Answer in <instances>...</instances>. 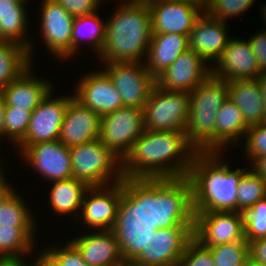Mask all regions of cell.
Wrapping results in <instances>:
<instances>
[{"label": "cell", "instance_id": "34", "mask_svg": "<svg viewBox=\"0 0 266 266\" xmlns=\"http://www.w3.org/2000/svg\"><path fill=\"white\" fill-rule=\"evenodd\" d=\"M31 111L15 107H5L4 138L16 147L26 135Z\"/></svg>", "mask_w": 266, "mask_h": 266}, {"label": "cell", "instance_id": "23", "mask_svg": "<svg viewBox=\"0 0 266 266\" xmlns=\"http://www.w3.org/2000/svg\"><path fill=\"white\" fill-rule=\"evenodd\" d=\"M27 2L29 0H0V41L21 44L28 49L30 60L34 64L35 51L33 49L36 46L34 47L33 39H26L29 24L28 9L25 5Z\"/></svg>", "mask_w": 266, "mask_h": 266}, {"label": "cell", "instance_id": "7", "mask_svg": "<svg viewBox=\"0 0 266 266\" xmlns=\"http://www.w3.org/2000/svg\"><path fill=\"white\" fill-rule=\"evenodd\" d=\"M72 177L89 187L105 186L123 180L121 160L98 139L69 147Z\"/></svg>", "mask_w": 266, "mask_h": 266}, {"label": "cell", "instance_id": "20", "mask_svg": "<svg viewBox=\"0 0 266 266\" xmlns=\"http://www.w3.org/2000/svg\"><path fill=\"white\" fill-rule=\"evenodd\" d=\"M227 26L228 23L215 20L204 11L196 20L189 35V49L194 50L208 65L212 63L210 66H213L231 38Z\"/></svg>", "mask_w": 266, "mask_h": 266}, {"label": "cell", "instance_id": "41", "mask_svg": "<svg viewBox=\"0 0 266 266\" xmlns=\"http://www.w3.org/2000/svg\"><path fill=\"white\" fill-rule=\"evenodd\" d=\"M250 47L256 57L260 73L266 72V29L253 34L249 39Z\"/></svg>", "mask_w": 266, "mask_h": 266}, {"label": "cell", "instance_id": "27", "mask_svg": "<svg viewBox=\"0 0 266 266\" xmlns=\"http://www.w3.org/2000/svg\"><path fill=\"white\" fill-rule=\"evenodd\" d=\"M48 200L52 211L56 215L70 216L76 221L81 211L84 194L89 186L71 177L51 183ZM76 219V220H75Z\"/></svg>", "mask_w": 266, "mask_h": 266}, {"label": "cell", "instance_id": "51", "mask_svg": "<svg viewBox=\"0 0 266 266\" xmlns=\"http://www.w3.org/2000/svg\"><path fill=\"white\" fill-rule=\"evenodd\" d=\"M247 266H264L258 263H255L253 260H251L250 258L247 260Z\"/></svg>", "mask_w": 266, "mask_h": 266}, {"label": "cell", "instance_id": "17", "mask_svg": "<svg viewBox=\"0 0 266 266\" xmlns=\"http://www.w3.org/2000/svg\"><path fill=\"white\" fill-rule=\"evenodd\" d=\"M211 74V66L194 50L188 49L156 79V85L168 91L190 93Z\"/></svg>", "mask_w": 266, "mask_h": 266}, {"label": "cell", "instance_id": "33", "mask_svg": "<svg viewBox=\"0 0 266 266\" xmlns=\"http://www.w3.org/2000/svg\"><path fill=\"white\" fill-rule=\"evenodd\" d=\"M39 250L40 259L47 266H88L79 250L69 241Z\"/></svg>", "mask_w": 266, "mask_h": 266}, {"label": "cell", "instance_id": "54", "mask_svg": "<svg viewBox=\"0 0 266 266\" xmlns=\"http://www.w3.org/2000/svg\"><path fill=\"white\" fill-rule=\"evenodd\" d=\"M1 160H2V159H0V175L4 172L3 170L5 169V168H2V166H1V165H3V164H2L3 162H1Z\"/></svg>", "mask_w": 266, "mask_h": 266}, {"label": "cell", "instance_id": "26", "mask_svg": "<svg viewBox=\"0 0 266 266\" xmlns=\"http://www.w3.org/2000/svg\"><path fill=\"white\" fill-rule=\"evenodd\" d=\"M248 127L246 126L242 112L236 104L228 98L222 107L217 112L215 126V152H225V147L228 149L238 144ZM233 144V145H232ZM230 145V146H229Z\"/></svg>", "mask_w": 266, "mask_h": 266}, {"label": "cell", "instance_id": "36", "mask_svg": "<svg viewBox=\"0 0 266 266\" xmlns=\"http://www.w3.org/2000/svg\"><path fill=\"white\" fill-rule=\"evenodd\" d=\"M244 236L247 242L266 237V198L243 212Z\"/></svg>", "mask_w": 266, "mask_h": 266}, {"label": "cell", "instance_id": "30", "mask_svg": "<svg viewBox=\"0 0 266 266\" xmlns=\"http://www.w3.org/2000/svg\"><path fill=\"white\" fill-rule=\"evenodd\" d=\"M31 65L28 49L12 41H0V91Z\"/></svg>", "mask_w": 266, "mask_h": 266}, {"label": "cell", "instance_id": "6", "mask_svg": "<svg viewBox=\"0 0 266 266\" xmlns=\"http://www.w3.org/2000/svg\"><path fill=\"white\" fill-rule=\"evenodd\" d=\"M189 96L187 140L198 153L215 152L216 116L228 99L226 81L210 74Z\"/></svg>", "mask_w": 266, "mask_h": 266}, {"label": "cell", "instance_id": "10", "mask_svg": "<svg viewBox=\"0 0 266 266\" xmlns=\"http://www.w3.org/2000/svg\"><path fill=\"white\" fill-rule=\"evenodd\" d=\"M84 233L69 241L79 250L88 266H122L128 260L127 229Z\"/></svg>", "mask_w": 266, "mask_h": 266}, {"label": "cell", "instance_id": "24", "mask_svg": "<svg viewBox=\"0 0 266 266\" xmlns=\"http://www.w3.org/2000/svg\"><path fill=\"white\" fill-rule=\"evenodd\" d=\"M189 49V36L176 33L152 34L145 67L156 79L180 54Z\"/></svg>", "mask_w": 266, "mask_h": 266}, {"label": "cell", "instance_id": "3", "mask_svg": "<svg viewBox=\"0 0 266 266\" xmlns=\"http://www.w3.org/2000/svg\"><path fill=\"white\" fill-rule=\"evenodd\" d=\"M222 154L194 156L186 180L173 194L189 212H237L238 185L248 167L230 169Z\"/></svg>", "mask_w": 266, "mask_h": 266}, {"label": "cell", "instance_id": "4", "mask_svg": "<svg viewBox=\"0 0 266 266\" xmlns=\"http://www.w3.org/2000/svg\"><path fill=\"white\" fill-rule=\"evenodd\" d=\"M121 2L106 18L104 47L98 58L101 63L144 62L152 36L150 10L128 0Z\"/></svg>", "mask_w": 266, "mask_h": 266}, {"label": "cell", "instance_id": "2", "mask_svg": "<svg viewBox=\"0 0 266 266\" xmlns=\"http://www.w3.org/2000/svg\"><path fill=\"white\" fill-rule=\"evenodd\" d=\"M197 153L185 132L145 130L122 159L121 174L146 196L173 195Z\"/></svg>", "mask_w": 266, "mask_h": 266}, {"label": "cell", "instance_id": "1", "mask_svg": "<svg viewBox=\"0 0 266 266\" xmlns=\"http://www.w3.org/2000/svg\"><path fill=\"white\" fill-rule=\"evenodd\" d=\"M193 238V216L173 195L146 196L130 216L128 261L135 266H177Z\"/></svg>", "mask_w": 266, "mask_h": 266}, {"label": "cell", "instance_id": "47", "mask_svg": "<svg viewBox=\"0 0 266 266\" xmlns=\"http://www.w3.org/2000/svg\"><path fill=\"white\" fill-rule=\"evenodd\" d=\"M4 124H5V102L0 94V142L4 140Z\"/></svg>", "mask_w": 266, "mask_h": 266}, {"label": "cell", "instance_id": "18", "mask_svg": "<svg viewBox=\"0 0 266 266\" xmlns=\"http://www.w3.org/2000/svg\"><path fill=\"white\" fill-rule=\"evenodd\" d=\"M152 34L176 33L189 36L196 20L204 10L199 6L182 0H163L152 7Z\"/></svg>", "mask_w": 266, "mask_h": 266}, {"label": "cell", "instance_id": "38", "mask_svg": "<svg viewBox=\"0 0 266 266\" xmlns=\"http://www.w3.org/2000/svg\"><path fill=\"white\" fill-rule=\"evenodd\" d=\"M245 140V141H244ZM243 151L249 164L257 157L266 154V122L248 127L244 136Z\"/></svg>", "mask_w": 266, "mask_h": 266}, {"label": "cell", "instance_id": "52", "mask_svg": "<svg viewBox=\"0 0 266 266\" xmlns=\"http://www.w3.org/2000/svg\"><path fill=\"white\" fill-rule=\"evenodd\" d=\"M34 266H47L41 259H39Z\"/></svg>", "mask_w": 266, "mask_h": 266}, {"label": "cell", "instance_id": "44", "mask_svg": "<svg viewBox=\"0 0 266 266\" xmlns=\"http://www.w3.org/2000/svg\"><path fill=\"white\" fill-rule=\"evenodd\" d=\"M4 174L5 172L0 175V206L16 190L15 187L12 184H10L11 182L9 183L7 182L8 181L6 180L7 177H4L6 176Z\"/></svg>", "mask_w": 266, "mask_h": 266}, {"label": "cell", "instance_id": "31", "mask_svg": "<svg viewBox=\"0 0 266 266\" xmlns=\"http://www.w3.org/2000/svg\"><path fill=\"white\" fill-rule=\"evenodd\" d=\"M22 195L15 190L0 206V225L37 226L35 214ZM34 214V216H33Z\"/></svg>", "mask_w": 266, "mask_h": 266}, {"label": "cell", "instance_id": "35", "mask_svg": "<svg viewBox=\"0 0 266 266\" xmlns=\"http://www.w3.org/2000/svg\"><path fill=\"white\" fill-rule=\"evenodd\" d=\"M215 266H235L249 259L247 241H237L208 248Z\"/></svg>", "mask_w": 266, "mask_h": 266}, {"label": "cell", "instance_id": "8", "mask_svg": "<svg viewBox=\"0 0 266 266\" xmlns=\"http://www.w3.org/2000/svg\"><path fill=\"white\" fill-rule=\"evenodd\" d=\"M189 108V93L164 90L155 84L143 107L144 129L186 132Z\"/></svg>", "mask_w": 266, "mask_h": 266}, {"label": "cell", "instance_id": "42", "mask_svg": "<svg viewBox=\"0 0 266 266\" xmlns=\"http://www.w3.org/2000/svg\"><path fill=\"white\" fill-rule=\"evenodd\" d=\"M249 258L255 263L266 266V237L248 243Z\"/></svg>", "mask_w": 266, "mask_h": 266}, {"label": "cell", "instance_id": "39", "mask_svg": "<svg viewBox=\"0 0 266 266\" xmlns=\"http://www.w3.org/2000/svg\"><path fill=\"white\" fill-rule=\"evenodd\" d=\"M177 266H215L209 249L194 238L187 244Z\"/></svg>", "mask_w": 266, "mask_h": 266}, {"label": "cell", "instance_id": "14", "mask_svg": "<svg viewBox=\"0 0 266 266\" xmlns=\"http://www.w3.org/2000/svg\"><path fill=\"white\" fill-rule=\"evenodd\" d=\"M40 35L46 50L59 61L71 59V37L74 17L54 0H43L40 6Z\"/></svg>", "mask_w": 266, "mask_h": 266}, {"label": "cell", "instance_id": "15", "mask_svg": "<svg viewBox=\"0 0 266 266\" xmlns=\"http://www.w3.org/2000/svg\"><path fill=\"white\" fill-rule=\"evenodd\" d=\"M20 155L47 182L72 177L70 149L59 140L30 145Z\"/></svg>", "mask_w": 266, "mask_h": 266}, {"label": "cell", "instance_id": "25", "mask_svg": "<svg viewBox=\"0 0 266 266\" xmlns=\"http://www.w3.org/2000/svg\"><path fill=\"white\" fill-rule=\"evenodd\" d=\"M228 98L240 109L247 127L266 122L264 102L257 79L226 81Z\"/></svg>", "mask_w": 266, "mask_h": 266}, {"label": "cell", "instance_id": "49", "mask_svg": "<svg viewBox=\"0 0 266 266\" xmlns=\"http://www.w3.org/2000/svg\"><path fill=\"white\" fill-rule=\"evenodd\" d=\"M182 1H187V2L193 3L197 6H199L200 8H202L204 11L207 9L208 4L210 2V0H182Z\"/></svg>", "mask_w": 266, "mask_h": 266}, {"label": "cell", "instance_id": "12", "mask_svg": "<svg viewBox=\"0 0 266 266\" xmlns=\"http://www.w3.org/2000/svg\"><path fill=\"white\" fill-rule=\"evenodd\" d=\"M54 89L42 100L31 113L30 123L25 138L16 146L21 154L28 146L59 140L61 126L69 103L74 99L71 94L53 96Z\"/></svg>", "mask_w": 266, "mask_h": 266}, {"label": "cell", "instance_id": "22", "mask_svg": "<svg viewBox=\"0 0 266 266\" xmlns=\"http://www.w3.org/2000/svg\"><path fill=\"white\" fill-rule=\"evenodd\" d=\"M101 116L73 99L66 110L59 141L71 147L99 138Z\"/></svg>", "mask_w": 266, "mask_h": 266}, {"label": "cell", "instance_id": "53", "mask_svg": "<svg viewBox=\"0 0 266 266\" xmlns=\"http://www.w3.org/2000/svg\"><path fill=\"white\" fill-rule=\"evenodd\" d=\"M122 266H135L132 263H130L128 260L122 265Z\"/></svg>", "mask_w": 266, "mask_h": 266}, {"label": "cell", "instance_id": "9", "mask_svg": "<svg viewBox=\"0 0 266 266\" xmlns=\"http://www.w3.org/2000/svg\"><path fill=\"white\" fill-rule=\"evenodd\" d=\"M144 131L143 108L124 106L101 116L99 140L122 161Z\"/></svg>", "mask_w": 266, "mask_h": 266}, {"label": "cell", "instance_id": "50", "mask_svg": "<svg viewBox=\"0 0 266 266\" xmlns=\"http://www.w3.org/2000/svg\"><path fill=\"white\" fill-rule=\"evenodd\" d=\"M261 7H262L261 13L263 17V22H264V25L266 26V5H262Z\"/></svg>", "mask_w": 266, "mask_h": 266}, {"label": "cell", "instance_id": "45", "mask_svg": "<svg viewBox=\"0 0 266 266\" xmlns=\"http://www.w3.org/2000/svg\"><path fill=\"white\" fill-rule=\"evenodd\" d=\"M249 165L257 175L266 181V154L255 158Z\"/></svg>", "mask_w": 266, "mask_h": 266}, {"label": "cell", "instance_id": "48", "mask_svg": "<svg viewBox=\"0 0 266 266\" xmlns=\"http://www.w3.org/2000/svg\"><path fill=\"white\" fill-rule=\"evenodd\" d=\"M261 90V95L262 99L264 102V109H265V118H266V72L262 73L258 78H257Z\"/></svg>", "mask_w": 266, "mask_h": 266}, {"label": "cell", "instance_id": "43", "mask_svg": "<svg viewBox=\"0 0 266 266\" xmlns=\"http://www.w3.org/2000/svg\"><path fill=\"white\" fill-rule=\"evenodd\" d=\"M26 258H28V256L2 257L0 258V266H34V264L40 259V255L38 253L37 257L35 256V260L33 261H29ZM28 262L30 263L28 264Z\"/></svg>", "mask_w": 266, "mask_h": 266}, {"label": "cell", "instance_id": "13", "mask_svg": "<svg viewBox=\"0 0 266 266\" xmlns=\"http://www.w3.org/2000/svg\"><path fill=\"white\" fill-rule=\"evenodd\" d=\"M193 216V237L203 247L247 241L242 212H190Z\"/></svg>", "mask_w": 266, "mask_h": 266}, {"label": "cell", "instance_id": "55", "mask_svg": "<svg viewBox=\"0 0 266 266\" xmlns=\"http://www.w3.org/2000/svg\"><path fill=\"white\" fill-rule=\"evenodd\" d=\"M235 266H247V262H242L241 264Z\"/></svg>", "mask_w": 266, "mask_h": 266}, {"label": "cell", "instance_id": "37", "mask_svg": "<svg viewBox=\"0 0 266 266\" xmlns=\"http://www.w3.org/2000/svg\"><path fill=\"white\" fill-rule=\"evenodd\" d=\"M256 0H210L205 12L215 20L228 22L229 18L248 11Z\"/></svg>", "mask_w": 266, "mask_h": 266}, {"label": "cell", "instance_id": "32", "mask_svg": "<svg viewBox=\"0 0 266 266\" xmlns=\"http://www.w3.org/2000/svg\"><path fill=\"white\" fill-rule=\"evenodd\" d=\"M266 198V181L252 169H247L241 177L237 191V212H244L258 201Z\"/></svg>", "mask_w": 266, "mask_h": 266}, {"label": "cell", "instance_id": "16", "mask_svg": "<svg viewBox=\"0 0 266 266\" xmlns=\"http://www.w3.org/2000/svg\"><path fill=\"white\" fill-rule=\"evenodd\" d=\"M100 70V71H99ZM89 71L76 83L73 96L81 105L103 116L122 108L121 94L114 87L111 79L102 70Z\"/></svg>", "mask_w": 266, "mask_h": 266}, {"label": "cell", "instance_id": "11", "mask_svg": "<svg viewBox=\"0 0 266 266\" xmlns=\"http://www.w3.org/2000/svg\"><path fill=\"white\" fill-rule=\"evenodd\" d=\"M102 67L121 94L123 106H145L156 81L144 62H105Z\"/></svg>", "mask_w": 266, "mask_h": 266}, {"label": "cell", "instance_id": "5", "mask_svg": "<svg viewBox=\"0 0 266 266\" xmlns=\"http://www.w3.org/2000/svg\"><path fill=\"white\" fill-rule=\"evenodd\" d=\"M145 197L135 184L125 179L111 185L89 187L76 222L92 231L127 229L131 213Z\"/></svg>", "mask_w": 266, "mask_h": 266}, {"label": "cell", "instance_id": "19", "mask_svg": "<svg viewBox=\"0 0 266 266\" xmlns=\"http://www.w3.org/2000/svg\"><path fill=\"white\" fill-rule=\"evenodd\" d=\"M211 74L225 81L257 79L261 73L249 41L231 37L221 57L211 66Z\"/></svg>", "mask_w": 266, "mask_h": 266}, {"label": "cell", "instance_id": "29", "mask_svg": "<svg viewBox=\"0 0 266 266\" xmlns=\"http://www.w3.org/2000/svg\"><path fill=\"white\" fill-rule=\"evenodd\" d=\"M37 226L0 225V258L32 255Z\"/></svg>", "mask_w": 266, "mask_h": 266}, {"label": "cell", "instance_id": "28", "mask_svg": "<svg viewBox=\"0 0 266 266\" xmlns=\"http://www.w3.org/2000/svg\"><path fill=\"white\" fill-rule=\"evenodd\" d=\"M97 12L74 17L71 37V59L77 55L83 42L90 46L92 52L100 55L104 47L106 20L103 22ZM80 46V47H79Z\"/></svg>", "mask_w": 266, "mask_h": 266}, {"label": "cell", "instance_id": "40", "mask_svg": "<svg viewBox=\"0 0 266 266\" xmlns=\"http://www.w3.org/2000/svg\"><path fill=\"white\" fill-rule=\"evenodd\" d=\"M73 17L88 15L99 11L103 0H54Z\"/></svg>", "mask_w": 266, "mask_h": 266}, {"label": "cell", "instance_id": "46", "mask_svg": "<svg viewBox=\"0 0 266 266\" xmlns=\"http://www.w3.org/2000/svg\"><path fill=\"white\" fill-rule=\"evenodd\" d=\"M129 1L136 7L151 9L152 7L162 2L163 0H129Z\"/></svg>", "mask_w": 266, "mask_h": 266}, {"label": "cell", "instance_id": "21", "mask_svg": "<svg viewBox=\"0 0 266 266\" xmlns=\"http://www.w3.org/2000/svg\"><path fill=\"white\" fill-rule=\"evenodd\" d=\"M31 65L18 78L0 91L5 107H15L33 112L54 89L51 81L33 74ZM36 75V76H34Z\"/></svg>", "mask_w": 266, "mask_h": 266}]
</instances>
